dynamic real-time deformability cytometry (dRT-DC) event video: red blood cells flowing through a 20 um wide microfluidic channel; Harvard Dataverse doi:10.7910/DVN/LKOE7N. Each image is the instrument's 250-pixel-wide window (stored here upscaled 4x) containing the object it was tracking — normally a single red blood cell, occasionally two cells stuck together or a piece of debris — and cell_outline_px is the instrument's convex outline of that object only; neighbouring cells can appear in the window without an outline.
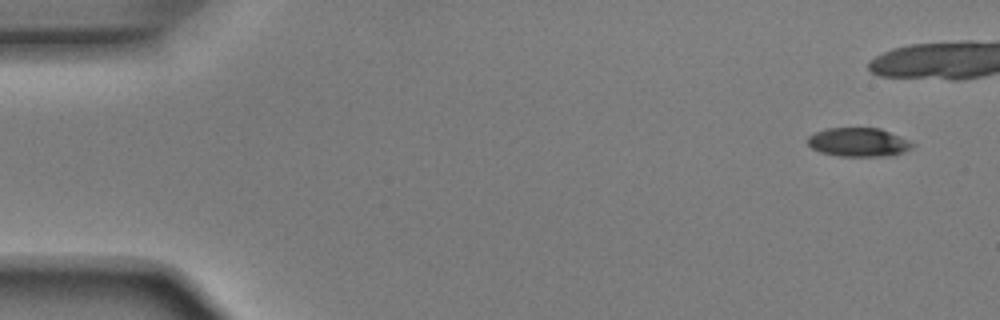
{"species": "Egyptian fruit bat (a non-hibernating species)", "species_latin": "Rousettus aegyptiacus", "temperature_condition": "room temperature", "stored_images_in_passage": 7, "camera_frame_rate_fps": 3000, "um_per_image_px": 0.085, "animal": {"sex": "male"}, "frame": {"image": 1, "passage_image": 1, "time_ms": 0.0, "image_size_px": [1000, 320], "cell_outline_px": [[916, 144], [912, 148], [900, 152], [880, 156], [840, 156], [820, 152], [812, 148], [808, 144], [808, 136], [824, 128], [880, 128], [900, 136]], "centroid_in_image_um": [72.94, 12.07], "position_along_channel_um": 12.1, "area_um2": 17.4}}